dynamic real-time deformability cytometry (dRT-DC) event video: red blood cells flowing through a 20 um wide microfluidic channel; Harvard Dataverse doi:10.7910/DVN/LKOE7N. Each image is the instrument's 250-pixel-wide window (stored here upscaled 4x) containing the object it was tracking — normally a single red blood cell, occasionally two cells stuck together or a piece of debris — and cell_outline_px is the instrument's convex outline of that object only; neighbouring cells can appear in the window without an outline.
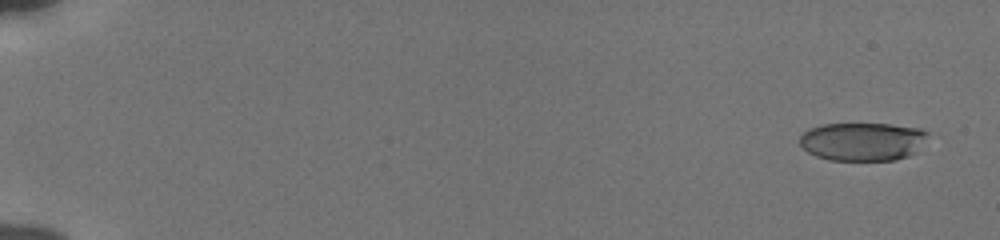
{"species": "human", "species_latin": "Homo sapiens", "temperature_condition": "cold", "stored_images_in_passage": 56, "camera_frame_rate_fps": 3000, "um_per_image_px": 0.085, "donor": {"sex": "male"}, "frame": {"image": 1, "passage_image": 3, "time_ms": 0.667, "image_size_px": [1000, 240], "cell_outline_px": [[928, 132], [916, 152], [908, 156], [896, 160], [828, 160], [816, 156], [808, 152], [800, 144], [800, 136], [808, 128], [820, 124], [892, 124], [920, 128]], "centroid_in_image_um": [73.29, 12.02], "position_along_channel_um": 11.7, "area_um2": 28.61}}
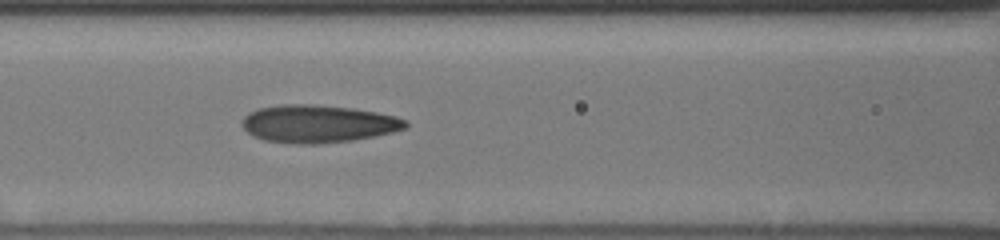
{"frame": {"image": 2, "passage_image": 27, "time_ms": 8.667, "image_size_px": [1000, 240], "cell_outline_px": [[408, 128], [392, 132], [352, 140], [316, 144], [300, 144], [264, 140], [252, 136], [240, 124], [244, 116], [248, 112], [256, 108], [280, 104], [312, 104], [352, 108], [376, 112], [396, 116], [408, 120]], "centroid_in_image_um": [27.01, 10.51], "position_along_channel_um": 139.6, "area_um2": 36.13}}
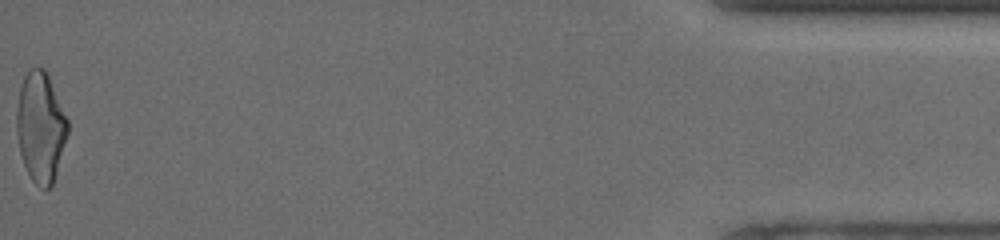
{"frame": {"image": 3, "passage_image": 56, "time_ms": 18.333, "image_size_px": [1000, 240], "cell_outline_px": [[68, 132], [56, 172], [52, 184], [48, 188], [44, 188], [36, 184], [32, 180], [24, 164], [20, 152], [16, 132], [16, 108], [20, 88], [24, 76], [32, 68], [44, 68], [48, 72], [68, 120]], "centroid_in_image_um": [3.44, 10.76], "position_along_channel_um": 431.8, "area_um2": 32.6}, "authors_computed_cell_mechanics": {"area_um2": 32.7726, "velocity_mm_per_s": 3.8619, "shape_relaxation_time_tau1_ms": 6.9688, "shape_relaxation_time_tau2_ms": 1.7577, "deformation_change_tau1": 0.2038, "deformation_change_tau2": 0.1134}}